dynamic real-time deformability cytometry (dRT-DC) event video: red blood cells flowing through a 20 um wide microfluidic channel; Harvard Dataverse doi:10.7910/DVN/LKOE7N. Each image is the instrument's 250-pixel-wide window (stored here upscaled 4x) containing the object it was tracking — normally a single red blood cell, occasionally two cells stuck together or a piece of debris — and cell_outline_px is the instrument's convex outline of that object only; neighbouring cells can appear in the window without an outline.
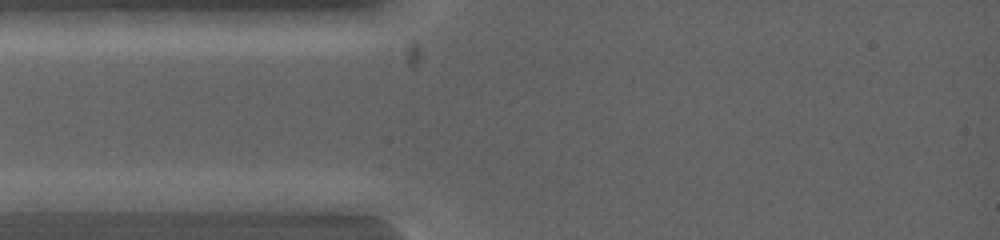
{"species": "common noctule bat (a hibernating species)", "species_latin": "Nyctalus noctula", "temperature_condition": "warm", "stored_images_in_passage": 6, "segment_of_instrument_passage": [1, 2], "camera_frame_rate_fps": 5000, "um_per_image_px": 0.085, "animal": {"sex": "female", "body_mass_g": 19.0, "forearm_length_mm": 53.3}, "frame": {"image": 1, "passage_image": 1, "time_ms": 0.0, "image_size_px": [1000, 240], "cell_outline_px": [[116, 200], [104, 212], [16, 212], [12, 200], [36, 192], [100, 192]], "centroid_in_image_um": [5.39, 17.2], "position_along_channel_um": 79.6, "area_um2": 13.18}}